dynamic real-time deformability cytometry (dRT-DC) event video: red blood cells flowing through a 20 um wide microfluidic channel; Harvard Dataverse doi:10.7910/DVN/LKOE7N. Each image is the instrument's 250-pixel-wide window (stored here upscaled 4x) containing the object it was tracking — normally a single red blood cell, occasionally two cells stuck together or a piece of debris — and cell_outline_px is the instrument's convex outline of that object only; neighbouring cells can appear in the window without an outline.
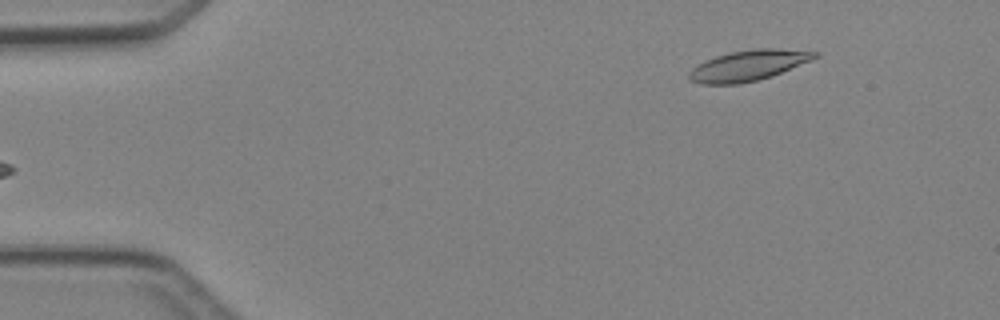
{"species": "Egyptian fruit bat (a non-hibernating species)", "species_latin": "Rousettus aegyptiacus", "temperature_condition": "cold", "stored_images_in_passage": 4, "segment_of_instrument_passage": [2, 2], "camera_frame_rate_fps": 3000, "um_per_image_px": 0.085, "animal": {"sex": "female"}, "frame": {"image": 1, "passage_image": 4, "time_ms": 3.333, "image_size_px": [1000, 320], "cell_outline_px": [[820, 56], [812, 60], [772, 76], [740, 84], [700, 84], [692, 80], [688, 76], [688, 72], [692, 68], [704, 60], [728, 52], [756, 48], [776, 48], [820, 52]], "centroid_in_image_um": [63.62, 5.55], "position_along_channel_um": 21.4, "area_um2": 22.54}}